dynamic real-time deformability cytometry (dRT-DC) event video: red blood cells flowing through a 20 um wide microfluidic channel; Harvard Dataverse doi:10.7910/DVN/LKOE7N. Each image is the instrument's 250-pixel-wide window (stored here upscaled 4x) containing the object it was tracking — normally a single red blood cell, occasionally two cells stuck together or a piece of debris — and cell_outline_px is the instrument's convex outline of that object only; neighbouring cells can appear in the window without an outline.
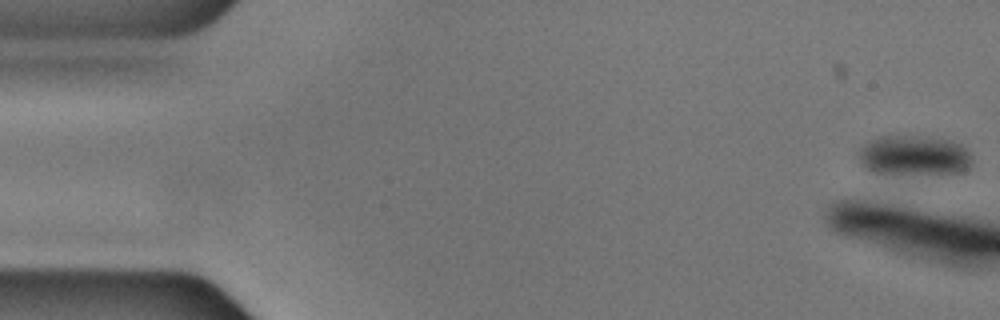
{"species": "common noctule bat (a hibernating species)", "species_latin": "Nyctalus noctula", "temperature_condition": "cold", "stored_images_in_passage": 18, "camera_frame_rate_fps": 3000, "um_per_image_px": 0.085, "animal": {"sex": "male", "body_mass_g": 17.9, "forearm_length_mm": 54.2}, "frame": {"image": 1, "passage_image": 1, "time_ms": 0.0, "image_size_px": [1000, 320], "cell_outline_px": [[972, 156], [968, 164], [960, 172], [876, 172], [868, 168], [860, 160], [860, 148], [864, 144], [880, 136], [912, 136], [948, 140], [964, 148]], "centroid_in_image_um": [77.65, 13.18], "position_along_channel_um": 7.3, "area_um2": 24.85}}